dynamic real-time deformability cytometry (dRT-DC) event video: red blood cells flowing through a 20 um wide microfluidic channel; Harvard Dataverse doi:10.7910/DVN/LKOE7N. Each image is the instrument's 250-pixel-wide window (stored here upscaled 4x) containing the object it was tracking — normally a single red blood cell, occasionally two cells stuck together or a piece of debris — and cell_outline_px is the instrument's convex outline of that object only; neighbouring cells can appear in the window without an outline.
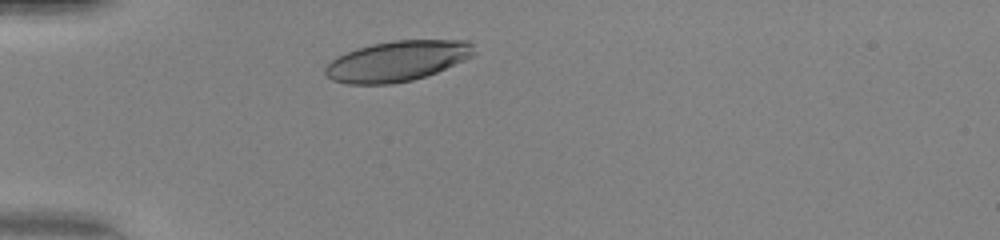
{"species": "human", "species_latin": "Homo sapiens", "temperature_condition": "warm", "stored_images_in_passage": 28, "camera_frame_rate_fps": 3000, "um_per_image_px": 0.085, "donor": {"sex": "female"}, "frame": {"image": 1, "passage_image": 5, "time_ms": 1.333, "image_size_px": [1000, 240], "cell_outline_px": [[476, 52], [472, 56], [464, 60], [436, 72], [412, 80], [392, 84], [348, 84], [332, 80], [324, 72], [324, 68], [336, 56], [372, 44], [392, 40], [468, 40], [472, 44]], "centroid_in_image_um": [33.77, 5.19], "position_along_channel_um": 51.2, "area_um2": 34.85}}
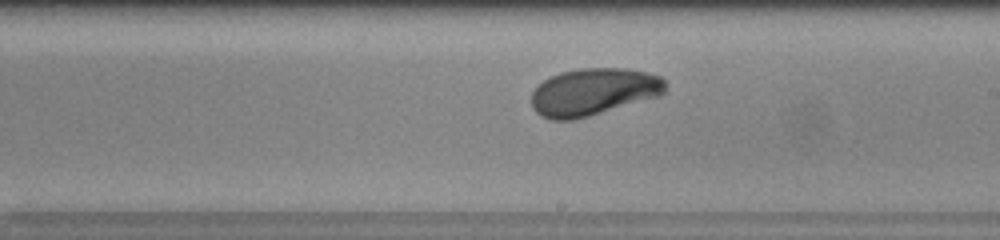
{"frame": {"image": 2, "passage_image": 20, "time_ms": 6.333, "image_size_px": [1000, 240], "cell_outline_px": [[664, 92], [660, 96], [588, 116], [572, 120], [552, 120], [540, 116], [532, 108], [532, 92], [544, 80], [560, 72], [580, 68], [628, 68], [648, 72], [660, 76], [664, 80]], "centroid_in_image_um": [50.44, 7.8], "position_along_channel_um": 238.6, "area_um2": 36.82}}